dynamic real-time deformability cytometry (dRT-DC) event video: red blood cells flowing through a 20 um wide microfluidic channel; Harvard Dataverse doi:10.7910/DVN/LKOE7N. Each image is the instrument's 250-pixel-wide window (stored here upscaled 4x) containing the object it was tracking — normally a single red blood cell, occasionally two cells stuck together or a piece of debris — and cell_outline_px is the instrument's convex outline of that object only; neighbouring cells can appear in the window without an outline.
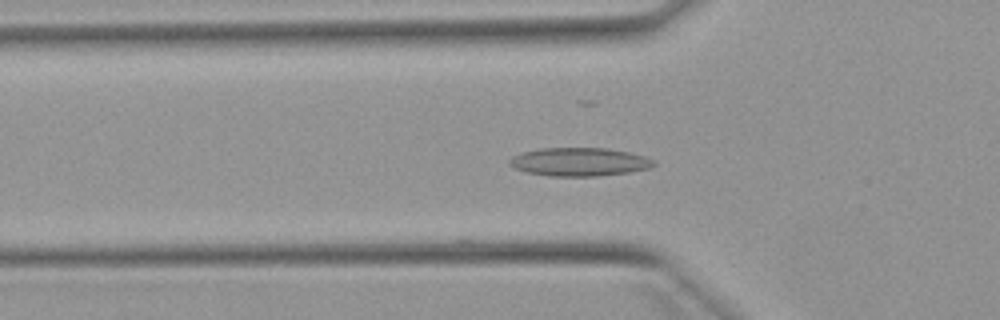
{"species": "Egyptian fruit bat (a non-hibernating species)", "species_latin": "Rousettus aegyptiacus", "temperature_condition": "warm", "stored_images_in_passage": 38, "camera_frame_rate_fps": 3000, "um_per_image_px": 0.085, "animal": {"sex": "female"}, "frame": {"image": 1, "passage_image": 3, "time_ms": 0.667, "image_size_px": [1000, 320], "cell_outline_px": [[656, 164], [648, 168], [628, 172], [596, 176], [548, 176], [528, 172], [516, 168], [508, 164], [508, 160], [512, 156], [524, 152], [540, 148], [604, 148], [628, 152], [644, 156], [656, 160]], "centroid_in_image_um": [49.24, 13.76], "position_along_channel_um": 76.6, "area_um2": 23.7}}
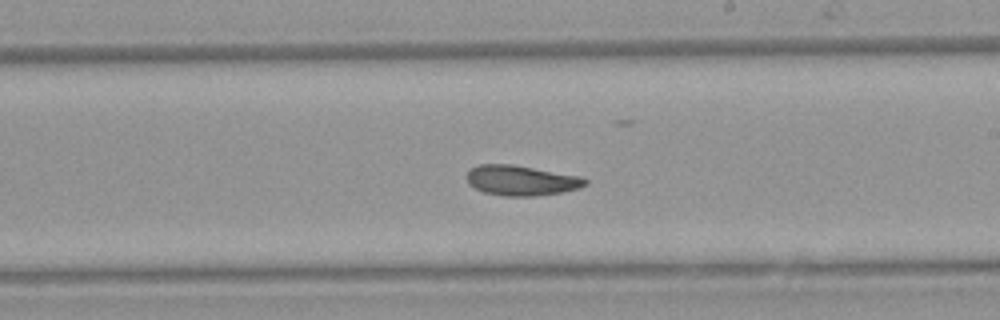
{"frame": {"image": 2, "passage_image": 16, "time_ms": 5.0, "image_size_px": [1000, 320], "cell_outline_px": [[588, 184], [580, 188], [560, 192], [536, 196], [504, 196], [484, 192], [468, 184], [464, 176], [468, 168], [480, 164], [512, 164], [580, 176], [588, 180]], "centroid_in_image_um": [44.26, 15.33], "position_along_channel_um": 244.7, "area_um2": 21.04}}
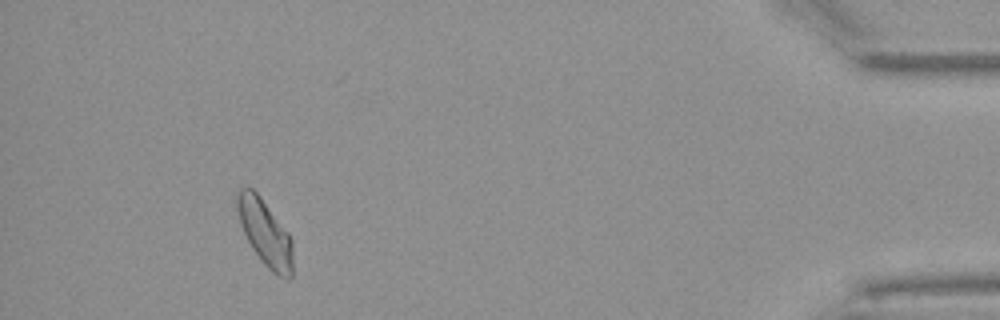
{"frame": {"image": 3, "passage_image": 34, "time_ms": 11.0, "image_size_px": [1000, 320], "cell_outline_px": [[292, 276], [288, 280], [272, 272], [260, 260], [252, 248], [240, 224], [236, 208], [236, 192], [240, 188], [252, 188], [260, 196], [288, 232], [292, 240]], "centroid_in_image_um": [22.52, 19.78], "position_along_channel_um": 412.7, "area_um2": 21.39}, "authors_computed_cell_mechanics": {"area_um2": 20.8658, "velocity_mm_per_s": 3.8863, "shape_relaxation_time_tau1_ms": null, "shape_relaxation_time_tau2_ms": 2.9618, "deformation_change_tau1": null, "deformation_change_tau2": 0.086}}